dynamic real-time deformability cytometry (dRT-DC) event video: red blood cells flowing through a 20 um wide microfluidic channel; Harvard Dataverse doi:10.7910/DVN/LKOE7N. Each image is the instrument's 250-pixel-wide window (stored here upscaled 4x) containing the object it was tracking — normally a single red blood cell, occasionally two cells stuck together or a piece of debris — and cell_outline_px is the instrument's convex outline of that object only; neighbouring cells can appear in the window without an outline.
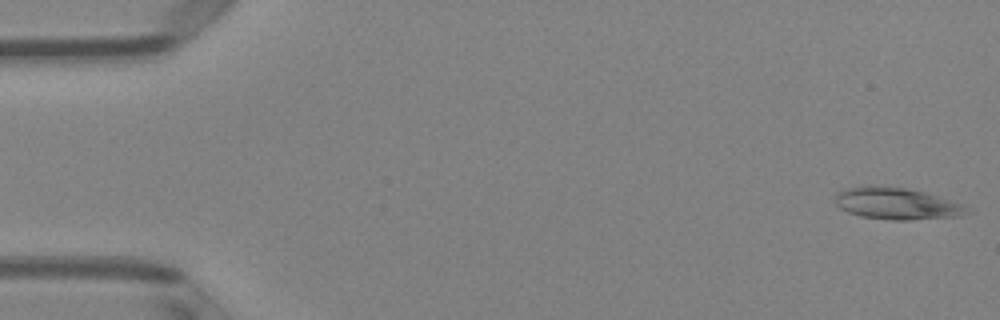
{"species": "Egyptian fruit bat (a non-hibernating species)", "species_latin": "Rousettus aegyptiacus", "temperature_condition": "room temperature", "stored_images_in_passage": 51, "camera_frame_rate_fps": 3000, "um_per_image_px": 0.085, "animal": {"sex": "female"}, "frame": {"image": 1, "passage_image": 1, "time_ms": 0.0, "image_size_px": [1000, 320], "cell_outline_px": [[972, 212], [960, 216], [908, 220], [892, 220], [860, 216], [848, 212], [840, 208], [836, 204], [836, 192], [844, 188], [868, 184], [872, 184], [904, 188], [924, 192], [964, 204]], "centroid_in_image_um": [76.2, 17.29], "position_along_channel_um": 8.8, "area_um2": 24.68}}
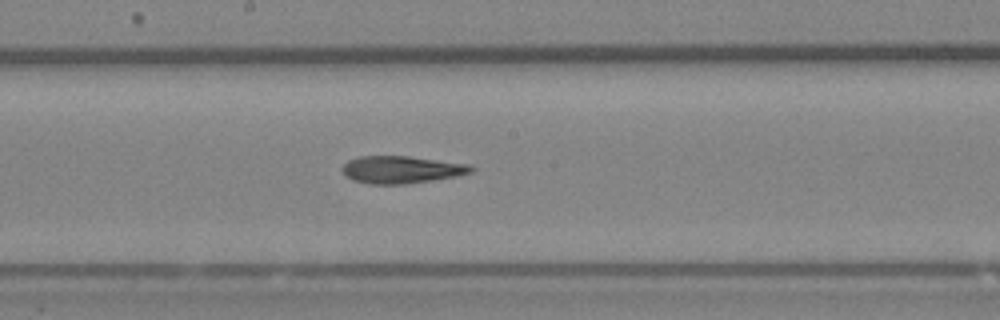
{"frame": {"image": 2, "passage_image": 27, "time_ms": 8.667, "image_size_px": [1000, 320], "cell_outline_px": [[476, 168], [472, 172], [456, 176], [432, 180], [404, 184], [368, 184], [352, 180], [344, 172], [344, 164], [348, 160], [360, 156], [408, 156], [472, 164]], "centroid_in_image_um": [34.18, 14.41], "position_along_channel_um": 214.0, "area_um2": 20.52}}
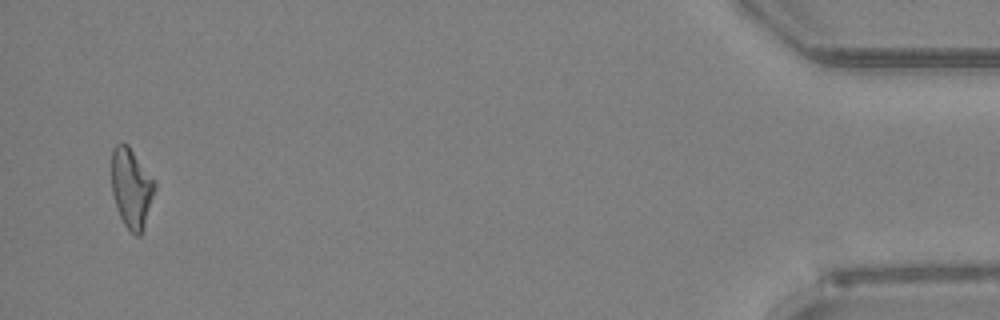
{"frame": {"image": 3, "passage_image": 49, "time_ms": 16.0, "image_size_px": [1000, 320], "cell_outline_px": [[156, 188], [144, 228], [140, 236], [136, 236], [124, 224], [120, 216], [112, 192], [112, 148], [116, 144], [128, 144], [156, 180]], "centroid_in_image_um": [11.2, 15.96], "position_along_channel_um": 424.0, "area_um2": 20.17}, "authors_computed_cell_mechanics": {"area_um2": 21.0392, "velocity_mm_per_s": 3.987, "shape_relaxation_time_tau1_ms": null, "shape_relaxation_time_tau2_ms": 6.5806, "deformation_change_tau1": null, "deformation_change_tau2": 0.2062}}